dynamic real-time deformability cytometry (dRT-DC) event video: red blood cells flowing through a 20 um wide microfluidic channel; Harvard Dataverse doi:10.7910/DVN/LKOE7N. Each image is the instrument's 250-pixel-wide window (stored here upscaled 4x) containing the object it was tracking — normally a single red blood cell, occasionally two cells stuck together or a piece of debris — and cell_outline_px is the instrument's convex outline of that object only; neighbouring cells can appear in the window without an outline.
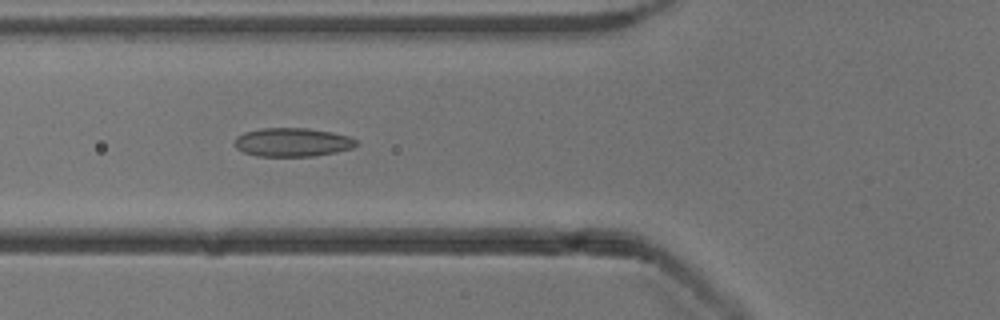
{"species": "common noctule bat (a hibernating species)", "species_latin": "Nyctalus noctula", "temperature_condition": "cold", "stored_images_in_passage": 16, "camera_frame_rate_fps": 3000, "um_per_image_px": 0.085, "animal": {"sex": "male", "body_mass_g": 13.3}, "frame": {"image": 1, "passage_image": 7, "time_ms": 2.0, "image_size_px": [1000, 320], "cell_outline_px": [[360, 144], [352, 148], [336, 152], [316, 156], [256, 156], [244, 152], [236, 148], [232, 144], [236, 136], [244, 132], [260, 128], [308, 128], [332, 132], [348, 136], [356, 140]], "centroid_in_image_um": [24.83, 12.09], "position_along_channel_um": 101.0, "area_um2": 20.58}}
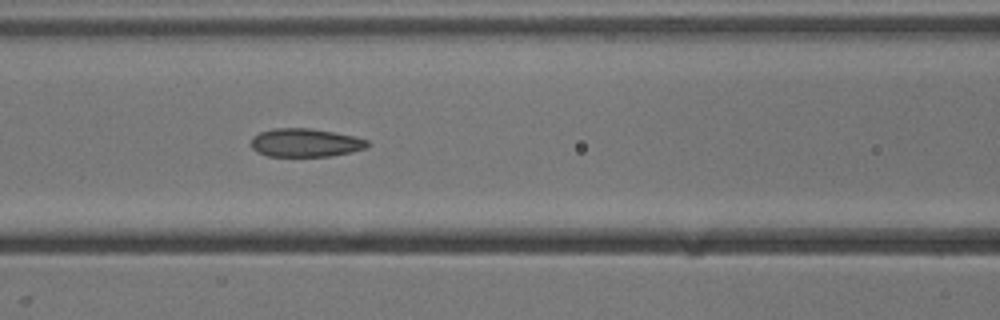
{"frame": {"image": 2, "passage_image": 10, "time_ms": 3.0, "image_size_px": [1000, 320], "cell_outline_px": [[368, 144], [364, 148], [352, 152], [332, 156], [268, 156], [256, 152], [252, 148], [252, 136], [260, 132], [276, 128], [308, 128], [332, 132], [352, 136], [368, 140]], "centroid_in_image_um": [25.92, 12.14], "position_along_channel_um": 140.7, "area_um2": 19.07}}
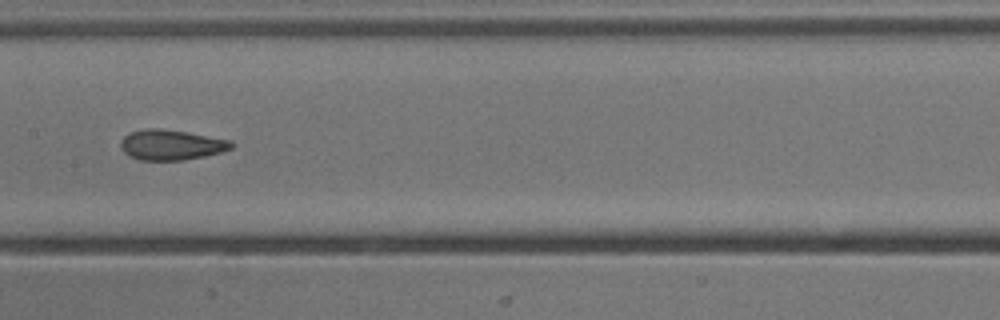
{"frame": {"image": 3, "passage_image": 14, "time_ms": 4.333, "image_size_px": [1000, 320], "cell_outline_px": [[232, 148], [220, 152], [204, 156], [184, 160], [140, 160], [128, 156], [120, 148], [120, 140], [124, 136], [132, 132], [148, 128], [160, 128], [188, 132], [232, 140]], "centroid_in_image_um": [14.53, 12.31], "position_along_channel_um": 192.9, "area_um2": 19.59}}